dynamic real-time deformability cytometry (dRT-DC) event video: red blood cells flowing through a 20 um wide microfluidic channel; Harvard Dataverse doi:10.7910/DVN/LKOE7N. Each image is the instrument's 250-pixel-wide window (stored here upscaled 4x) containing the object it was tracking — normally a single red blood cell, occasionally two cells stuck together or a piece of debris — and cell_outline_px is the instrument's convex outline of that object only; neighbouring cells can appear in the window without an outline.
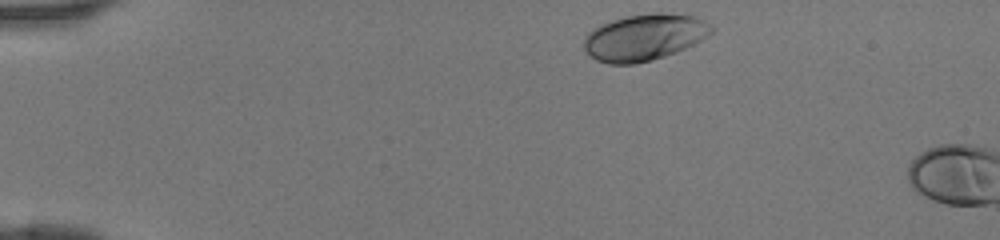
{"species": "human", "species_latin": "Homo sapiens", "temperature_condition": "room temperature", "stored_images_in_passage": 3, "camera_frame_rate_fps": 3000, "um_per_image_px": 0.085, "donor": {"sex": "female"}, "frame": {"image": 1, "passage_image": 1, "time_ms": 0.0, "image_size_px": [1000, 240], "cell_outline_px": [[716, 28], [708, 36], [676, 52], [652, 60], [636, 64], [608, 64], [596, 60], [584, 48], [584, 36], [592, 28], [600, 24], [612, 20], [628, 16], [656, 12], [660, 12], [696, 16], [704, 20]], "centroid_in_image_um": [54.77, 3.16], "position_along_channel_um": 30.2, "area_um2": 34.62}}